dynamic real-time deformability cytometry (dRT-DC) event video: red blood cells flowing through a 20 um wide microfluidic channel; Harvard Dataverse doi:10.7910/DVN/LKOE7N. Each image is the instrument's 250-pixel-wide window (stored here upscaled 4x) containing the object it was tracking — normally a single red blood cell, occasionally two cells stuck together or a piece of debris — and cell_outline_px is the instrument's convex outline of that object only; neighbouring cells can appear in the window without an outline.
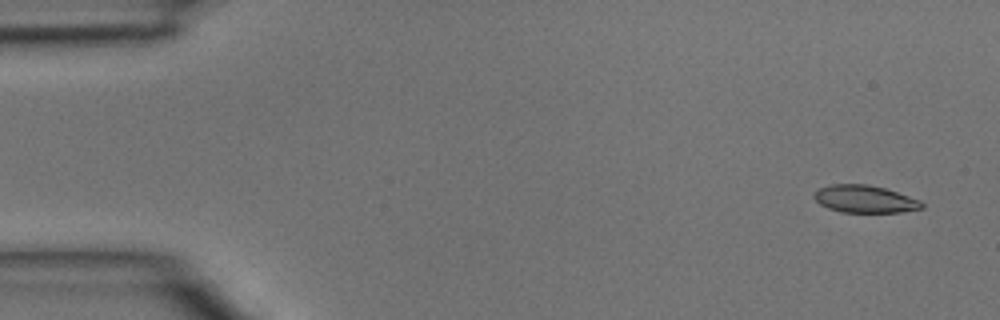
{"species": "common noctule bat (a hibernating species)", "species_latin": "Nyctalus noctula", "temperature_condition": "room temperature", "stored_images_in_passage": 5, "camera_frame_rate_fps": 3000, "um_per_image_px": 0.085, "animal": {"sex": "male", "body_mass_g": 15.6}, "frame": {"image": 1, "passage_image": 1, "time_ms": 0.0, "image_size_px": [1000, 320], "cell_outline_px": [[924, 208], [900, 212], [840, 212], [828, 208], [820, 204], [812, 196], [812, 192], [820, 188], [832, 184], [868, 184], [884, 188], [920, 200], [924, 204]], "centroid_in_image_um": [73.48, 16.92], "position_along_channel_um": 11.5, "area_um2": 17.22}}
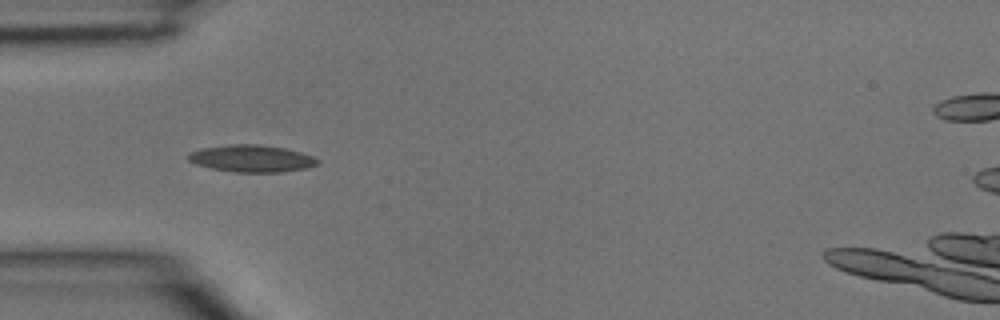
{"frame": {"image": 2, "passage_image": 4, "time_ms": 1.0, "image_size_px": [1000, 320], "cell_outline_px": [[320, 160], [316, 164], [304, 168], [280, 172], [236, 172], [212, 168], [196, 164], [188, 160], [188, 156], [192, 152], [204, 148], [228, 144], [260, 144], [284, 148], [300, 152], [312, 156]], "centroid_in_image_um": [21.39, 13.46], "position_along_channel_um": 63.6, "area_um2": 20.06}}